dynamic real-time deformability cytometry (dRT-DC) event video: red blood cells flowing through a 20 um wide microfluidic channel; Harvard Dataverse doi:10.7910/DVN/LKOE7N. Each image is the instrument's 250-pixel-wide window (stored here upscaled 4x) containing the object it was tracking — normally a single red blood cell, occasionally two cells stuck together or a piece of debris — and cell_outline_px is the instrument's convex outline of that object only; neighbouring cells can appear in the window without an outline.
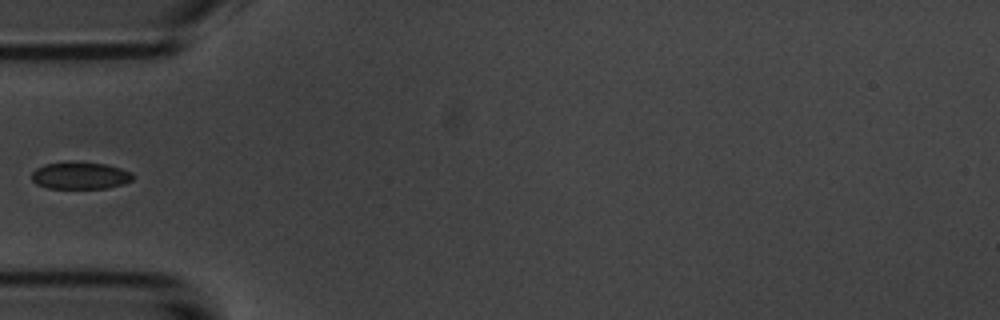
{"species": "common noctule bat (a hibernating species)", "species_latin": "Nyctalus noctula", "temperature_condition": "room temperature", "stored_images_in_passage": 4, "camera_frame_rate_fps": 3000, "um_per_image_px": 0.085, "animal": {"sex": "male", "body_mass_g": 20.1, "forearm_length_mm": 53.5}, "frame": {"image": 1, "passage_image": 4, "time_ms": 4.333, "image_size_px": [1000, 320], "cell_outline_px": [[136, 176], [132, 180], [124, 184], [108, 188], [48, 188], [36, 184], [32, 180], [32, 172], [36, 168], [44, 164], [72, 160], [104, 164], [120, 168], [132, 172]], "centroid_in_image_um": [6.82, 14.9], "position_along_channel_um": 78.2, "area_um2": 16.36}}